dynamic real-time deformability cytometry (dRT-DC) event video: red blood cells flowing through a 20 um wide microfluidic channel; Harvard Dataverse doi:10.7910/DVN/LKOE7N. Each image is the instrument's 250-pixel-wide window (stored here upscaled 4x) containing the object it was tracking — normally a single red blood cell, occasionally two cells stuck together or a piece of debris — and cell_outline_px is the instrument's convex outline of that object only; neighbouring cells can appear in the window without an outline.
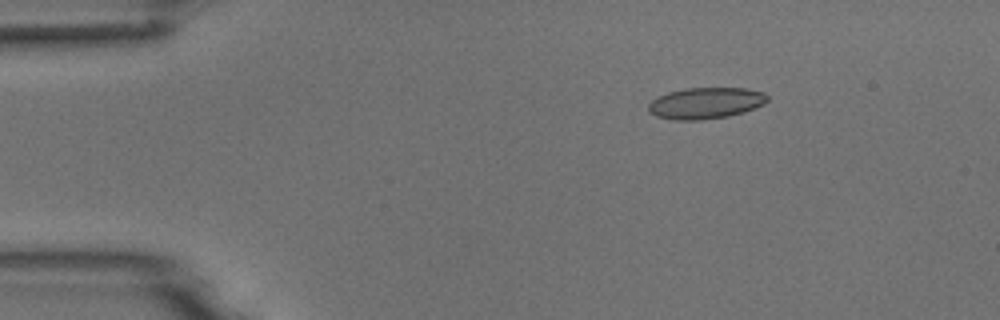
{"species": "common noctule bat (a hibernating species)", "species_latin": "Nyctalus noctula", "temperature_condition": "room temperature", "stored_images_in_passage": 4, "camera_frame_rate_fps": 3000, "um_per_image_px": 0.085, "animal": {"sex": "male", "body_mass_g": 18.8}, "frame": {"image": 1, "passage_image": 2, "time_ms": 1.0, "image_size_px": [1000, 320], "cell_outline_px": [[768, 100], [764, 104], [744, 112], [728, 116], [700, 120], [672, 120], [656, 116], [648, 112], [648, 104], [652, 100], [668, 92], [684, 88], [744, 88], [764, 92], [768, 96]], "centroid_in_image_um": [59.97, 8.77], "position_along_channel_um": 25.0, "area_um2": 21.79}}